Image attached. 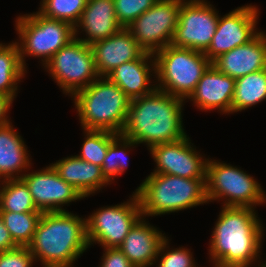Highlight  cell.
Returning a JSON list of instances; mask_svg holds the SVG:
<instances>
[{
  "label": "cell",
  "mask_w": 266,
  "mask_h": 267,
  "mask_svg": "<svg viewBox=\"0 0 266 267\" xmlns=\"http://www.w3.org/2000/svg\"><path fill=\"white\" fill-rule=\"evenodd\" d=\"M221 208L209 241V261L213 267H251L260 264L265 230L255 208Z\"/></svg>",
  "instance_id": "cell-1"
},
{
  "label": "cell",
  "mask_w": 266,
  "mask_h": 267,
  "mask_svg": "<svg viewBox=\"0 0 266 267\" xmlns=\"http://www.w3.org/2000/svg\"><path fill=\"white\" fill-rule=\"evenodd\" d=\"M185 100L156 89L130 101L121 135L148 150L155 145L179 141L187 136L183 126Z\"/></svg>",
  "instance_id": "cell-2"
},
{
  "label": "cell",
  "mask_w": 266,
  "mask_h": 267,
  "mask_svg": "<svg viewBox=\"0 0 266 267\" xmlns=\"http://www.w3.org/2000/svg\"><path fill=\"white\" fill-rule=\"evenodd\" d=\"M28 248L42 267H73L89 248L86 217L69 211L42 213Z\"/></svg>",
  "instance_id": "cell-3"
},
{
  "label": "cell",
  "mask_w": 266,
  "mask_h": 267,
  "mask_svg": "<svg viewBox=\"0 0 266 267\" xmlns=\"http://www.w3.org/2000/svg\"><path fill=\"white\" fill-rule=\"evenodd\" d=\"M143 217L161 216L209 203L206 178L151 173L136 188Z\"/></svg>",
  "instance_id": "cell-4"
},
{
  "label": "cell",
  "mask_w": 266,
  "mask_h": 267,
  "mask_svg": "<svg viewBox=\"0 0 266 267\" xmlns=\"http://www.w3.org/2000/svg\"><path fill=\"white\" fill-rule=\"evenodd\" d=\"M82 129L121 134L130 98L108 77H98L72 97Z\"/></svg>",
  "instance_id": "cell-5"
},
{
  "label": "cell",
  "mask_w": 266,
  "mask_h": 267,
  "mask_svg": "<svg viewBox=\"0 0 266 267\" xmlns=\"http://www.w3.org/2000/svg\"><path fill=\"white\" fill-rule=\"evenodd\" d=\"M157 89L187 100L212 62L204 52L168 45L155 52ZM156 78V79H155Z\"/></svg>",
  "instance_id": "cell-6"
},
{
  "label": "cell",
  "mask_w": 266,
  "mask_h": 267,
  "mask_svg": "<svg viewBox=\"0 0 266 267\" xmlns=\"http://www.w3.org/2000/svg\"><path fill=\"white\" fill-rule=\"evenodd\" d=\"M15 30L19 34L17 44L21 62L26 69V57L41 58V64L45 66L54 54L75 39L73 25L47 18L38 11L19 15L15 19Z\"/></svg>",
  "instance_id": "cell-7"
},
{
  "label": "cell",
  "mask_w": 266,
  "mask_h": 267,
  "mask_svg": "<svg viewBox=\"0 0 266 267\" xmlns=\"http://www.w3.org/2000/svg\"><path fill=\"white\" fill-rule=\"evenodd\" d=\"M261 187V184L244 170L208 158L206 164L208 202L223 200L222 206L255 208L256 205L266 202V192Z\"/></svg>",
  "instance_id": "cell-8"
},
{
  "label": "cell",
  "mask_w": 266,
  "mask_h": 267,
  "mask_svg": "<svg viewBox=\"0 0 266 267\" xmlns=\"http://www.w3.org/2000/svg\"><path fill=\"white\" fill-rule=\"evenodd\" d=\"M43 68L63 94L71 97L99 77L90 45L76 38L54 54Z\"/></svg>",
  "instance_id": "cell-9"
},
{
  "label": "cell",
  "mask_w": 266,
  "mask_h": 267,
  "mask_svg": "<svg viewBox=\"0 0 266 267\" xmlns=\"http://www.w3.org/2000/svg\"><path fill=\"white\" fill-rule=\"evenodd\" d=\"M121 204L97 209L86 218L89 247L94 243L102 248H118L134 224L143 216L135 191Z\"/></svg>",
  "instance_id": "cell-10"
},
{
  "label": "cell",
  "mask_w": 266,
  "mask_h": 267,
  "mask_svg": "<svg viewBox=\"0 0 266 267\" xmlns=\"http://www.w3.org/2000/svg\"><path fill=\"white\" fill-rule=\"evenodd\" d=\"M184 0H159L127 28L145 52L154 54L172 43Z\"/></svg>",
  "instance_id": "cell-11"
},
{
  "label": "cell",
  "mask_w": 266,
  "mask_h": 267,
  "mask_svg": "<svg viewBox=\"0 0 266 267\" xmlns=\"http://www.w3.org/2000/svg\"><path fill=\"white\" fill-rule=\"evenodd\" d=\"M218 12L207 0H184L171 45L205 52L216 32Z\"/></svg>",
  "instance_id": "cell-12"
},
{
  "label": "cell",
  "mask_w": 266,
  "mask_h": 267,
  "mask_svg": "<svg viewBox=\"0 0 266 267\" xmlns=\"http://www.w3.org/2000/svg\"><path fill=\"white\" fill-rule=\"evenodd\" d=\"M259 12L257 6L247 4L220 15L216 32L204 55L213 62L220 55L252 40L260 32L256 26Z\"/></svg>",
  "instance_id": "cell-13"
},
{
  "label": "cell",
  "mask_w": 266,
  "mask_h": 267,
  "mask_svg": "<svg viewBox=\"0 0 266 267\" xmlns=\"http://www.w3.org/2000/svg\"><path fill=\"white\" fill-rule=\"evenodd\" d=\"M149 152L157 166L151 173L206 178L208 158L194 148L188 135L179 141L152 146Z\"/></svg>",
  "instance_id": "cell-14"
},
{
  "label": "cell",
  "mask_w": 266,
  "mask_h": 267,
  "mask_svg": "<svg viewBox=\"0 0 266 267\" xmlns=\"http://www.w3.org/2000/svg\"><path fill=\"white\" fill-rule=\"evenodd\" d=\"M21 179L42 213L67 211L62 208L64 205L84 199L77 189L59 176L52 165L39 171L25 172Z\"/></svg>",
  "instance_id": "cell-15"
},
{
  "label": "cell",
  "mask_w": 266,
  "mask_h": 267,
  "mask_svg": "<svg viewBox=\"0 0 266 267\" xmlns=\"http://www.w3.org/2000/svg\"><path fill=\"white\" fill-rule=\"evenodd\" d=\"M235 79L220 72L213 64L203 73L194 92L188 98L199 110H218L231 114Z\"/></svg>",
  "instance_id": "cell-16"
},
{
  "label": "cell",
  "mask_w": 266,
  "mask_h": 267,
  "mask_svg": "<svg viewBox=\"0 0 266 267\" xmlns=\"http://www.w3.org/2000/svg\"><path fill=\"white\" fill-rule=\"evenodd\" d=\"M99 77H107L116 67L139 59L144 49L136 42L127 28L90 45Z\"/></svg>",
  "instance_id": "cell-17"
},
{
  "label": "cell",
  "mask_w": 266,
  "mask_h": 267,
  "mask_svg": "<svg viewBox=\"0 0 266 267\" xmlns=\"http://www.w3.org/2000/svg\"><path fill=\"white\" fill-rule=\"evenodd\" d=\"M212 64L234 79L266 69V33L261 30L248 43L220 55Z\"/></svg>",
  "instance_id": "cell-18"
},
{
  "label": "cell",
  "mask_w": 266,
  "mask_h": 267,
  "mask_svg": "<svg viewBox=\"0 0 266 267\" xmlns=\"http://www.w3.org/2000/svg\"><path fill=\"white\" fill-rule=\"evenodd\" d=\"M152 76L156 77L155 58L152 53L145 52L139 59L116 67L107 77L132 100L157 89L156 81H151Z\"/></svg>",
  "instance_id": "cell-19"
},
{
  "label": "cell",
  "mask_w": 266,
  "mask_h": 267,
  "mask_svg": "<svg viewBox=\"0 0 266 267\" xmlns=\"http://www.w3.org/2000/svg\"><path fill=\"white\" fill-rule=\"evenodd\" d=\"M165 233L152 226L142 216L131 228L118 249L128 258L134 267L155 265Z\"/></svg>",
  "instance_id": "cell-20"
},
{
  "label": "cell",
  "mask_w": 266,
  "mask_h": 267,
  "mask_svg": "<svg viewBox=\"0 0 266 267\" xmlns=\"http://www.w3.org/2000/svg\"><path fill=\"white\" fill-rule=\"evenodd\" d=\"M121 29L116 19L113 0H87L81 18L74 26L75 38L88 45L111 37ZM78 30L84 31L86 37H78Z\"/></svg>",
  "instance_id": "cell-21"
},
{
  "label": "cell",
  "mask_w": 266,
  "mask_h": 267,
  "mask_svg": "<svg viewBox=\"0 0 266 267\" xmlns=\"http://www.w3.org/2000/svg\"><path fill=\"white\" fill-rule=\"evenodd\" d=\"M51 165L59 176L77 189L84 198L111 184L104 177L101 166L84 161L77 155L64 157Z\"/></svg>",
  "instance_id": "cell-22"
},
{
  "label": "cell",
  "mask_w": 266,
  "mask_h": 267,
  "mask_svg": "<svg viewBox=\"0 0 266 267\" xmlns=\"http://www.w3.org/2000/svg\"><path fill=\"white\" fill-rule=\"evenodd\" d=\"M27 148L22 136L13 127L12 122L0 127L1 180L21 178L26 171L31 169L30 161L32 160Z\"/></svg>",
  "instance_id": "cell-23"
},
{
  "label": "cell",
  "mask_w": 266,
  "mask_h": 267,
  "mask_svg": "<svg viewBox=\"0 0 266 267\" xmlns=\"http://www.w3.org/2000/svg\"><path fill=\"white\" fill-rule=\"evenodd\" d=\"M26 73L17 42L7 45L0 43V93L14 101L18 93V84Z\"/></svg>",
  "instance_id": "cell-24"
},
{
  "label": "cell",
  "mask_w": 266,
  "mask_h": 267,
  "mask_svg": "<svg viewBox=\"0 0 266 267\" xmlns=\"http://www.w3.org/2000/svg\"><path fill=\"white\" fill-rule=\"evenodd\" d=\"M265 99L266 69L239 77L235 79L231 114L247 110Z\"/></svg>",
  "instance_id": "cell-25"
},
{
  "label": "cell",
  "mask_w": 266,
  "mask_h": 267,
  "mask_svg": "<svg viewBox=\"0 0 266 267\" xmlns=\"http://www.w3.org/2000/svg\"><path fill=\"white\" fill-rule=\"evenodd\" d=\"M0 212L42 213L21 178L0 180Z\"/></svg>",
  "instance_id": "cell-26"
},
{
  "label": "cell",
  "mask_w": 266,
  "mask_h": 267,
  "mask_svg": "<svg viewBox=\"0 0 266 267\" xmlns=\"http://www.w3.org/2000/svg\"><path fill=\"white\" fill-rule=\"evenodd\" d=\"M136 145L137 144L133 140L121 134H118L110 142L106 157L102 163V173L111 184L112 181H114L118 175L121 176L128 167L129 161L127 159V154L136 147Z\"/></svg>",
  "instance_id": "cell-27"
},
{
  "label": "cell",
  "mask_w": 266,
  "mask_h": 267,
  "mask_svg": "<svg viewBox=\"0 0 266 267\" xmlns=\"http://www.w3.org/2000/svg\"><path fill=\"white\" fill-rule=\"evenodd\" d=\"M42 213L0 212L4 225L18 246H28L33 239Z\"/></svg>",
  "instance_id": "cell-28"
},
{
  "label": "cell",
  "mask_w": 266,
  "mask_h": 267,
  "mask_svg": "<svg viewBox=\"0 0 266 267\" xmlns=\"http://www.w3.org/2000/svg\"><path fill=\"white\" fill-rule=\"evenodd\" d=\"M84 131V142L81 152L77 156L84 161L96 164L102 167L106 157L110 142L118 135L114 132L105 130H86Z\"/></svg>",
  "instance_id": "cell-29"
},
{
  "label": "cell",
  "mask_w": 266,
  "mask_h": 267,
  "mask_svg": "<svg viewBox=\"0 0 266 267\" xmlns=\"http://www.w3.org/2000/svg\"><path fill=\"white\" fill-rule=\"evenodd\" d=\"M86 3L87 0H41L38 12L47 18L66 21L75 26Z\"/></svg>",
  "instance_id": "cell-30"
},
{
  "label": "cell",
  "mask_w": 266,
  "mask_h": 267,
  "mask_svg": "<svg viewBox=\"0 0 266 267\" xmlns=\"http://www.w3.org/2000/svg\"><path fill=\"white\" fill-rule=\"evenodd\" d=\"M169 240V237H166L160 245L155 259V263L158 262L157 267H198L190 249L186 247L170 249Z\"/></svg>",
  "instance_id": "cell-31"
},
{
  "label": "cell",
  "mask_w": 266,
  "mask_h": 267,
  "mask_svg": "<svg viewBox=\"0 0 266 267\" xmlns=\"http://www.w3.org/2000/svg\"><path fill=\"white\" fill-rule=\"evenodd\" d=\"M159 0H113L116 19L122 28L130 24Z\"/></svg>",
  "instance_id": "cell-32"
},
{
  "label": "cell",
  "mask_w": 266,
  "mask_h": 267,
  "mask_svg": "<svg viewBox=\"0 0 266 267\" xmlns=\"http://www.w3.org/2000/svg\"><path fill=\"white\" fill-rule=\"evenodd\" d=\"M35 259L28 246L0 252V267H32Z\"/></svg>",
  "instance_id": "cell-33"
},
{
  "label": "cell",
  "mask_w": 266,
  "mask_h": 267,
  "mask_svg": "<svg viewBox=\"0 0 266 267\" xmlns=\"http://www.w3.org/2000/svg\"><path fill=\"white\" fill-rule=\"evenodd\" d=\"M99 267H134L118 248H103Z\"/></svg>",
  "instance_id": "cell-34"
},
{
  "label": "cell",
  "mask_w": 266,
  "mask_h": 267,
  "mask_svg": "<svg viewBox=\"0 0 266 267\" xmlns=\"http://www.w3.org/2000/svg\"><path fill=\"white\" fill-rule=\"evenodd\" d=\"M18 247V245L13 241L10 232L4 225V222L0 216V252L8 251Z\"/></svg>",
  "instance_id": "cell-35"
},
{
  "label": "cell",
  "mask_w": 266,
  "mask_h": 267,
  "mask_svg": "<svg viewBox=\"0 0 266 267\" xmlns=\"http://www.w3.org/2000/svg\"><path fill=\"white\" fill-rule=\"evenodd\" d=\"M12 103L13 100L10 97L0 93V127L11 122L8 113Z\"/></svg>",
  "instance_id": "cell-36"
},
{
  "label": "cell",
  "mask_w": 266,
  "mask_h": 267,
  "mask_svg": "<svg viewBox=\"0 0 266 267\" xmlns=\"http://www.w3.org/2000/svg\"><path fill=\"white\" fill-rule=\"evenodd\" d=\"M258 267H266V261L261 262L260 264L256 265Z\"/></svg>",
  "instance_id": "cell-37"
}]
</instances>
